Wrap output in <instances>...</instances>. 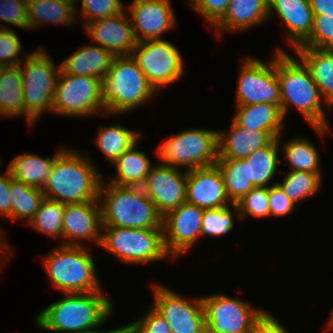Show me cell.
Instances as JSON below:
<instances>
[{
  "instance_id": "1",
  "label": "cell",
  "mask_w": 333,
  "mask_h": 333,
  "mask_svg": "<svg viewBox=\"0 0 333 333\" xmlns=\"http://www.w3.org/2000/svg\"><path fill=\"white\" fill-rule=\"evenodd\" d=\"M276 73L280 83L283 118L286 119L289 107H296L318 135L327 136L331 128L323 109L325 102L309 69L298 57H293L285 48L278 46Z\"/></svg>"
},
{
  "instance_id": "2",
  "label": "cell",
  "mask_w": 333,
  "mask_h": 333,
  "mask_svg": "<svg viewBox=\"0 0 333 333\" xmlns=\"http://www.w3.org/2000/svg\"><path fill=\"white\" fill-rule=\"evenodd\" d=\"M102 179L103 174L88 154L59 147L41 190L46 199L63 204L97 201Z\"/></svg>"
},
{
  "instance_id": "3",
  "label": "cell",
  "mask_w": 333,
  "mask_h": 333,
  "mask_svg": "<svg viewBox=\"0 0 333 333\" xmlns=\"http://www.w3.org/2000/svg\"><path fill=\"white\" fill-rule=\"evenodd\" d=\"M64 298L41 310L35 321L38 328L51 333H86L99 328L110 315L114 303L104 292L63 293Z\"/></svg>"
},
{
  "instance_id": "4",
  "label": "cell",
  "mask_w": 333,
  "mask_h": 333,
  "mask_svg": "<svg viewBox=\"0 0 333 333\" xmlns=\"http://www.w3.org/2000/svg\"><path fill=\"white\" fill-rule=\"evenodd\" d=\"M102 226L162 229V216L142 187L102 179L99 191Z\"/></svg>"
},
{
  "instance_id": "5",
  "label": "cell",
  "mask_w": 333,
  "mask_h": 333,
  "mask_svg": "<svg viewBox=\"0 0 333 333\" xmlns=\"http://www.w3.org/2000/svg\"><path fill=\"white\" fill-rule=\"evenodd\" d=\"M46 276L60 293L103 292L93 255L87 246L55 247L43 257Z\"/></svg>"
},
{
  "instance_id": "6",
  "label": "cell",
  "mask_w": 333,
  "mask_h": 333,
  "mask_svg": "<svg viewBox=\"0 0 333 333\" xmlns=\"http://www.w3.org/2000/svg\"><path fill=\"white\" fill-rule=\"evenodd\" d=\"M102 87L105 116L122 115L138 109L157 94L131 55L113 59L102 80Z\"/></svg>"
},
{
  "instance_id": "7",
  "label": "cell",
  "mask_w": 333,
  "mask_h": 333,
  "mask_svg": "<svg viewBox=\"0 0 333 333\" xmlns=\"http://www.w3.org/2000/svg\"><path fill=\"white\" fill-rule=\"evenodd\" d=\"M22 79L25 118L29 127L38 123L43 113H52L56 81L60 65L56 66L44 48L28 52L19 64Z\"/></svg>"
},
{
  "instance_id": "8",
  "label": "cell",
  "mask_w": 333,
  "mask_h": 333,
  "mask_svg": "<svg viewBox=\"0 0 333 333\" xmlns=\"http://www.w3.org/2000/svg\"><path fill=\"white\" fill-rule=\"evenodd\" d=\"M159 162L186 171L216 164L217 130L189 128L169 137L155 150Z\"/></svg>"
},
{
  "instance_id": "9",
  "label": "cell",
  "mask_w": 333,
  "mask_h": 333,
  "mask_svg": "<svg viewBox=\"0 0 333 333\" xmlns=\"http://www.w3.org/2000/svg\"><path fill=\"white\" fill-rule=\"evenodd\" d=\"M99 247L128 264L147 265L171 258L164 247L162 229L102 226Z\"/></svg>"
},
{
  "instance_id": "10",
  "label": "cell",
  "mask_w": 333,
  "mask_h": 333,
  "mask_svg": "<svg viewBox=\"0 0 333 333\" xmlns=\"http://www.w3.org/2000/svg\"><path fill=\"white\" fill-rule=\"evenodd\" d=\"M52 113L64 117H91L105 114L102 80L67 74L60 70Z\"/></svg>"
},
{
  "instance_id": "11",
  "label": "cell",
  "mask_w": 333,
  "mask_h": 333,
  "mask_svg": "<svg viewBox=\"0 0 333 333\" xmlns=\"http://www.w3.org/2000/svg\"><path fill=\"white\" fill-rule=\"evenodd\" d=\"M175 46L165 39H156L137 42L132 51L131 56L157 95L163 87L184 78V63Z\"/></svg>"
},
{
  "instance_id": "12",
  "label": "cell",
  "mask_w": 333,
  "mask_h": 333,
  "mask_svg": "<svg viewBox=\"0 0 333 333\" xmlns=\"http://www.w3.org/2000/svg\"><path fill=\"white\" fill-rule=\"evenodd\" d=\"M273 56L265 63L251 56L242 59L236 84V106L271 103L281 109L276 51Z\"/></svg>"
},
{
  "instance_id": "13",
  "label": "cell",
  "mask_w": 333,
  "mask_h": 333,
  "mask_svg": "<svg viewBox=\"0 0 333 333\" xmlns=\"http://www.w3.org/2000/svg\"><path fill=\"white\" fill-rule=\"evenodd\" d=\"M206 333H251L254 321L264 311L252 307L247 300L226 294L201 296Z\"/></svg>"
},
{
  "instance_id": "14",
  "label": "cell",
  "mask_w": 333,
  "mask_h": 333,
  "mask_svg": "<svg viewBox=\"0 0 333 333\" xmlns=\"http://www.w3.org/2000/svg\"><path fill=\"white\" fill-rule=\"evenodd\" d=\"M152 291L151 306L165 318L172 333H206L201 296L183 298L161 283H154Z\"/></svg>"
},
{
  "instance_id": "15",
  "label": "cell",
  "mask_w": 333,
  "mask_h": 333,
  "mask_svg": "<svg viewBox=\"0 0 333 333\" xmlns=\"http://www.w3.org/2000/svg\"><path fill=\"white\" fill-rule=\"evenodd\" d=\"M203 211L184 202L162 217L163 243L171 259H177L194 249L201 237Z\"/></svg>"
},
{
  "instance_id": "16",
  "label": "cell",
  "mask_w": 333,
  "mask_h": 333,
  "mask_svg": "<svg viewBox=\"0 0 333 333\" xmlns=\"http://www.w3.org/2000/svg\"><path fill=\"white\" fill-rule=\"evenodd\" d=\"M187 171L166 164L153 165L141 186L163 217L186 202Z\"/></svg>"
},
{
  "instance_id": "17",
  "label": "cell",
  "mask_w": 333,
  "mask_h": 333,
  "mask_svg": "<svg viewBox=\"0 0 333 333\" xmlns=\"http://www.w3.org/2000/svg\"><path fill=\"white\" fill-rule=\"evenodd\" d=\"M125 9L137 42L162 39L176 25L171 0H133Z\"/></svg>"
},
{
  "instance_id": "18",
  "label": "cell",
  "mask_w": 333,
  "mask_h": 333,
  "mask_svg": "<svg viewBox=\"0 0 333 333\" xmlns=\"http://www.w3.org/2000/svg\"><path fill=\"white\" fill-rule=\"evenodd\" d=\"M102 232L101 206L99 200L65 204L62 241L60 245L86 246L90 241L100 246Z\"/></svg>"
},
{
  "instance_id": "19",
  "label": "cell",
  "mask_w": 333,
  "mask_h": 333,
  "mask_svg": "<svg viewBox=\"0 0 333 333\" xmlns=\"http://www.w3.org/2000/svg\"><path fill=\"white\" fill-rule=\"evenodd\" d=\"M84 29L96 45L115 56L131 55L137 44L130 17L125 9L115 16L86 23Z\"/></svg>"
},
{
  "instance_id": "20",
  "label": "cell",
  "mask_w": 333,
  "mask_h": 333,
  "mask_svg": "<svg viewBox=\"0 0 333 333\" xmlns=\"http://www.w3.org/2000/svg\"><path fill=\"white\" fill-rule=\"evenodd\" d=\"M186 202L202 209H217L232 204L216 164L187 171Z\"/></svg>"
},
{
  "instance_id": "21",
  "label": "cell",
  "mask_w": 333,
  "mask_h": 333,
  "mask_svg": "<svg viewBox=\"0 0 333 333\" xmlns=\"http://www.w3.org/2000/svg\"><path fill=\"white\" fill-rule=\"evenodd\" d=\"M273 11L285 24V39L293 50L310 36L314 15L309 0H268L270 19Z\"/></svg>"
},
{
  "instance_id": "22",
  "label": "cell",
  "mask_w": 333,
  "mask_h": 333,
  "mask_svg": "<svg viewBox=\"0 0 333 333\" xmlns=\"http://www.w3.org/2000/svg\"><path fill=\"white\" fill-rule=\"evenodd\" d=\"M274 139L268 131L244 129L232 121L229 132L217 130L218 159L247 158Z\"/></svg>"
},
{
  "instance_id": "23",
  "label": "cell",
  "mask_w": 333,
  "mask_h": 333,
  "mask_svg": "<svg viewBox=\"0 0 333 333\" xmlns=\"http://www.w3.org/2000/svg\"><path fill=\"white\" fill-rule=\"evenodd\" d=\"M268 19V0H230L226 14L213 30L220 40L225 32H245Z\"/></svg>"
},
{
  "instance_id": "24",
  "label": "cell",
  "mask_w": 333,
  "mask_h": 333,
  "mask_svg": "<svg viewBox=\"0 0 333 333\" xmlns=\"http://www.w3.org/2000/svg\"><path fill=\"white\" fill-rule=\"evenodd\" d=\"M116 56L99 45H83L62 61L60 70L67 74L103 80Z\"/></svg>"
},
{
  "instance_id": "25",
  "label": "cell",
  "mask_w": 333,
  "mask_h": 333,
  "mask_svg": "<svg viewBox=\"0 0 333 333\" xmlns=\"http://www.w3.org/2000/svg\"><path fill=\"white\" fill-rule=\"evenodd\" d=\"M295 55L309 69L325 102L327 111L333 108V51L310 47H296Z\"/></svg>"
},
{
  "instance_id": "26",
  "label": "cell",
  "mask_w": 333,
  "mask_h": 333,
  "mask_svg": "<svg viewBox=\"0 0 333 333\" xmlns=\"http://www.w3.org/2000/svg\"><path fill=\"white\" fill-rule=\"evenodd\" d=\"M232 121L244 129L270 132L278 138L284 132L285 119L281 109L271 103L235 106Z\"/></svg>"
},
{
  "instance_id": "27",
  "label": "cell",
  "mask_w": 333,
  "mask_h": 333,
  "mask_svg": "<svg viewBox=\"0 0 333 333\" xmlns=\"http://www.w3.org/2000/svg\"><path fill=\"white\" fill-rule=\"evenodd\" d=\"M78 19L76 4L70 0H28V20L30 30L43 24L73 27Z\"/></svg>"
},
{
  "instance_id": "28",
  "label": "cell",
  "mask_w": 333,
  "mask_h": 333,
  "mask_svg": "<svg viewBox=\"0 0 333 333\" xmlns=\"http://www.w3.org/2000/svg\"><path fill=\"white\" fill-rule=\"evenodd\" d=\"M135 143L130 149L123 152L113 163L116 175L109 179V183L120 186L141 187L150 172L152 163L143 151L138 150Z\"/></svg>"
},
{
  "instance_id": "29",
  "label": "cell",
  "mask_w": 333,
  "mask_h": 333,
  "mask_svg": "<svg viewBox=\"0 0 333 333\" xmlns=\"http://www.w3.org/2000/svg\"><path fill=\"white\" fill-rule=\"evenodd\" d=\"M56 153L53 156L40 157L36 154L17 155L8 165L12 177L24 184L42 189L52 169Z\"/></svg>"
},
{
  "instance_id": "30",
  "label": "cell",
  "mask_w": 333,
  "mask_h": 333,
  "mask_svg": "<svg viewBox=\"0 0 333 333\" xmlns=\"http://www.w3.org/2000/svg\"><path fill=\"white\" fill-rule=\"evenodd\" d=\"M141 132L124 127L122 124L100 126L94 138V144L99 147L105 160L112 163L135 143L141 140Z\"/></svg>"
},
{
  "instance_id": "31",
  "label": "cell",
  "mask_w": 333,
  "mask_h": 333,
  "mask_svg": "<svg viewBox=\"0 0 333 333\" xmlns=\"http://www.w3.org/2000/svg\"><path fill=\"white\" fill-rule=\"evenodd\" d=\"M22 79L18 66L0 68V117L25 116Z\"/></svg>"
},
{
  "instance_id": "32",
  "label": "cell",
  "mask_w": 333,
  "mask_h": 333,
  "mask_svg": "<svg viewBox=\"0 0 333 333\" xmlns=\"http://www.w3.org/2000/svg\"><path fill=\"white\" fill-rule=\"evenodd\" d=\"M278 144L289 163V171L322 173L320 154L314 143L306 137H294L286 142H281V135L277 138ZM282 148H281V145Z\"/></svg>"
},
{
  "instance_id": "33",
  "label": "cell",
  "mask_w": 333,
  "mask_h": 333,
  "mask_svg": "<svg viewBox=\"0 0 333 333\" xmlns=\"http://www.w3.org/2000/svg\"><path fill=\"white\" fill-rule=\"evenodd\" d=\"M280 146L275 138L269 145L256 150L249 157L244 158L248 163L249 180L255 187H269L272 179L279 172L278 155Z\"/></svg>"
},
{
  "instance_id": "34",
  "label": "cell",
  "mask_w": 333,
  "mask_h": 333,
  "mask_svg": "<svg viewBox=\"0 0 333 333\" xmlns=\"http://www.w3.org/2000/svg\"><path fill=\"white\" fill-rule=\"evenodd\" d=\"M232 204L238 203L255 186L249 180L248 163L245 159H218L216 161Z\"/></svg>"
},
{
  "instance_id": "35",
  "label": "cell",
  "mask_w": 333,
  "mask_h": 333,
  "mask_svg": "<svg viewBox=\"0 0 333 333\" xmlns=\"http://www.w3.org/2000/svg\"><path fill=\"white\" fill-rule=\"evenodd\" d=\"M10 197L12 203V220H24L26 225L38 211L44 194L41 189L28 186L16 180L10 173Z\"/></svg>"
},
{
  "instance_id": "36",
  "label": "cell",
  "mask_w": 333,
  "mask_h": 333,
  "mask_svg": "<svg viewBox=\"0 0 333 333\" xmlns=\"http://www.w3.org/2000/svg\"><path fill=\"white\" fill-rule=\"evenodd\" d=\"M322 173L288 171L278 184L295 204L316 196L323 184Z\"/></svg>"
},
{
  "instance_id": "37",
  "label": "cell",
  "mask_w": 333,
  "mask_h": 333,
  "mask_svg": "<svg viewBox=\"0 0 333 333\" xmlns=\"http://www.w3.org/2000/svg\"><path fill=\"white\" fill-rule=\"evenodd\" d=\"M64 210L65 204L44 198L27 226L50 238L62 240Z\"/></svg>"
},
{
  "instance_id": "38",
  "label": "cell",
  "mask_w": 333,
  "mask_h": 333,
  "mask_svg": "<svg viewBox=\"0 0 333 333\" xmlns=\"http://www.w3.org/2000/svg\"><path fill=\"white\" fill-rule=\"evenodd\" d=\"M234 215L240 220L236 204H230V206H224L217 209H204L202 215L201 238L204 236H212L216 238L230 234L234 228Z\"/></svg>"
},
{
  "instance_id": "39",
  "label": "cell",
  "mask_w": 333,
  "mask_h": 333,
  "mask_svg": "<svg viewBox=\"0 0 333 333\" xmlns=\"http://www.w3.org/2000/svg\"><path fill=\"white\" fill-rule=\"evenodd\" d=\"M78 2L81 5L78 9ZM76 15L82 18L84 25L92 21L108 18L121 13L125 7L121 0H76Z\"/></svg>"
},
{
  "instance_id": "40",
  "label": "cell",
  "mask_w": 333,
  "mask_h": 333,
  "mask_svg": "<svg viewBox=\"0 0 333 333\" xmlns=\"http://www.w3.org/2000/svg\"><path fill=\"white\" fill-rule=\"evenodd\" d=\"M236 205L240 220L269 218L268 187H254Z\"/></svg>"
},
{
  "instance_id": "41",
  "label": "cell",
  "mask_w": 333,
  "mask_h": 333,
  "mask_svg": "<svg viewBox=\"0 0 333 333\" xmlns=\"http://www.w3.org/2000/svg\"><path fill=\"white\" fill-rule=\"evenodd\" d=\"M298 47L333 51V15H316L310 36Z\"/></svg>"
},
{
  "instance_id": "42",
  "label": "cell",
  "mask_w": 333,
  "mask_h": 333,
  "mask_svg": "<svg viewBox=\"0 0 333 333\" xmlns=\"http://www.w3.org/2000/svg\"><path fill=\"white\" fill-rule=\"evenodd\" d=\"M1 20L8 25L29 30L28 0H0ZM0 29H9V27L0 24Z\"/></svg>"
},
{
  "instance_id": "43",
  "label": "cell",
  "mask_w": 333,
  "mask_h": 333,
  "mask_svg": "<svg viewBox=\"0 0 333 333\" xmlns=\"http://www.w3.org/2000/svg\"><path fill=\"white\" fill-rule=\"evenodd\" d=\"M142 315L132 323L126 324L130 333H172L168 322L152 306L149 305L146 313Z\"/></svg>"
},
{
  "instance_id": "44",
  "label": "cell",
  "mask_w": 333,
  "mask_h": 333,
  "mask_svg": "<svg viewBox=\"0 0 333 333\" xmlns=\"http://www.w3.org/2000/svg\"><path fill=\"white\" fill-rule=\"evenodd\" d=\"M22 44L15 30L0 29V66H18L23 60L19 57Z\"/></svg>"
},
{
  "instance_id": "45",
  "label": "cell",
  "mask_w": 333,
  "mask_h": 333,
  "mask_svg": "<svg viewBox=\"0 0 333 333\" xmlns=\"http://www.w3.org/2000/svg\"><path fill=\"white\" fill-rule=\"evenodd\" d=\"M229 2L230 0H192L189 4L213 28L226 14Z\"/></svg>"
},
{
  "instance_id": "46",
  "label": "cell",
  "mask_w": 333,
  "mask_h": 333,
  "mask_svg": "<svg viewBox=\"0 0 333 333\" xmlns=\"http://www.w3.org/2000/svg\"><path fill=\"white\" fill-rule=\"evenodd\" d=\"M269 217H285L290 214L295 206L284 193L281 186L276 182L268 187Z\"/></svg>"
},
{
  "instance_id": "47",
  "label": "cell",
  "mask_w": 333,
  "mask_h": 333,
  "mask_svg": "<svg viewBox=\"0 0 333 333\" xmlns=\"http://www.w3.org/2000/svg\"><path fill=\"white\" fill-rule=\"evenodd\" d=\"M271 314L264 309L261 315L254 321L253 328L251 333H289L287 329H285L284 324L278 322Z\"/></svg>"
},
{
  "instance_id": "48",
  "label": "cell",
  "mask_w": 333,
  "mask_h": 333,
  "mask_svg": "<svg viewBox=\"0 0 333 333\" xmlns=\"http://www.w3.org/2000/svg\"><path fill=\"white\" fill-rule=\"evenodd\" d=\"M0 216L12 220V203L10 197V171L0 174Z\"/></svg>"
},
{
  "instance_id": "49",
  "label": "cell",
  "mask_w": 333,
  "mask_h": 333,
  "mask_svg": "<svg viewBox=\"0 0 333 333\" xmlns=\"http://www.w3.org/2000/svg\"><path fill=\"white\" fill-rule=\"evenodd\" d=\"M313 15H333V0H309Z\"/></svg>"
},
{
  "instance_id": "50",
  "label": "cell",
  "mask_w": 333,
  "mask_h": 333,
  "mask_svg": "<svg viewBox=\"0 0 333 333\" xmlns=\"http://www.w3.org/2000/svg\"><path fill=\"white\" fill-rule=\"evenodd\" d=\"M10 251L13 252L10 245L0 240V268H3V264H7L6 262H9V259H11Z\"/></svg>"
},
{
  "instance_id": "51",
  "label": "cell",
  "mask_w": 333,
  "mask_h": 333,
  "mask_svg": "<svg viewBox=\"0 0 333 333\" xmlns=\"http://www.w3.org/2000/svg\"><path fill=\"white\" fill-rule=\"evenodd\" d=\"M126 328V325L122 326V327H118L116 329H112V330H108V331H99V330H93L90 332H86V333H121L124 329Z\"/></svg>"
},
{
  "instance_id": "52",
  "label": "cell",
  "mask_w": 333,
  "mask_h": 333,
  "mask_svg": "<svg viewBox=\"0 0 333 333\" xmlns=\"http://www.w3.org/2000/svg\"><path fill=\"white\" fill-rule=\"evenodd\" d=\"M331 316L328 318V322L325 328V331H333V310L331 311Z\"/></svg>"
},
{
  "instance_id": "53",
  "label": "cell",
  "mask_w": 333,
  "mask_h": 333,
  "mask_svg": "<svg viewBox=\"0 0 333 333\" xmlns=\"http://www.w3.org/2000/svg\"><path fill=\"white\" fill-rule=\"evenodd\" d=\"M121 333H130L126 328Z\"/></svg>"
}]
</instances>
